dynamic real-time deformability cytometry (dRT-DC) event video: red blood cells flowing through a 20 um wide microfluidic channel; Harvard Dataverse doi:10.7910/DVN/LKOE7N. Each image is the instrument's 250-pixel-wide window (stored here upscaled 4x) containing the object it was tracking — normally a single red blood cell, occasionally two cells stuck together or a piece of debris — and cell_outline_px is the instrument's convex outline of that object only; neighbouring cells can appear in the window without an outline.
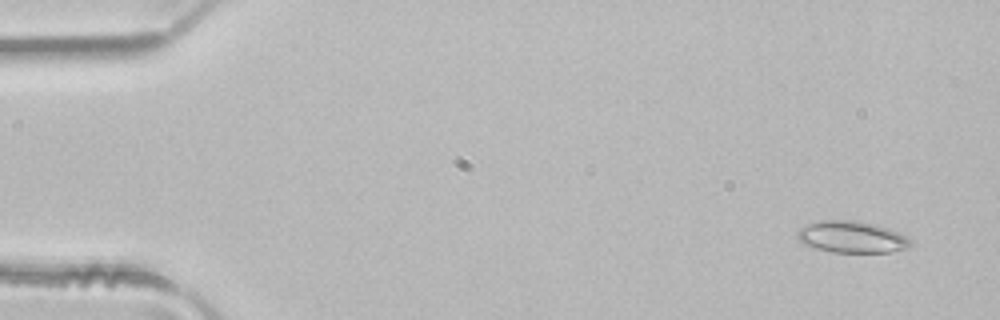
{"species": "common noctule bat (a hibernating species)", "species_latin": "Nyctalus noctula", "temperature_condition": "room temperature", "stored_images_in_passage": 14, "camera_frame_rate_fps": 3000, "um_per_image_px": 0.085, "animal": {"sex": "male", "body_mass_g": 21.5, "forearm_length_mm": 52.0}, "frame": {"image": 1, "passage_image": 3, "time_ms": 0.667, "image_size_px": [1000, 320], "cell_outline_px": [[912, 244], [908, 248], [892, 252], [832, 252], [816, 248], [804, 244], [796, 236], [796, 232], [800, 228], [808, 224], [820, 220], [852, 220], [876, 224], [900, 232], [912, 240]], "centroid_in_image_um": [72.43, 20.14], "position_along_channel_um": 12.6, "area_um2": 21.04}}